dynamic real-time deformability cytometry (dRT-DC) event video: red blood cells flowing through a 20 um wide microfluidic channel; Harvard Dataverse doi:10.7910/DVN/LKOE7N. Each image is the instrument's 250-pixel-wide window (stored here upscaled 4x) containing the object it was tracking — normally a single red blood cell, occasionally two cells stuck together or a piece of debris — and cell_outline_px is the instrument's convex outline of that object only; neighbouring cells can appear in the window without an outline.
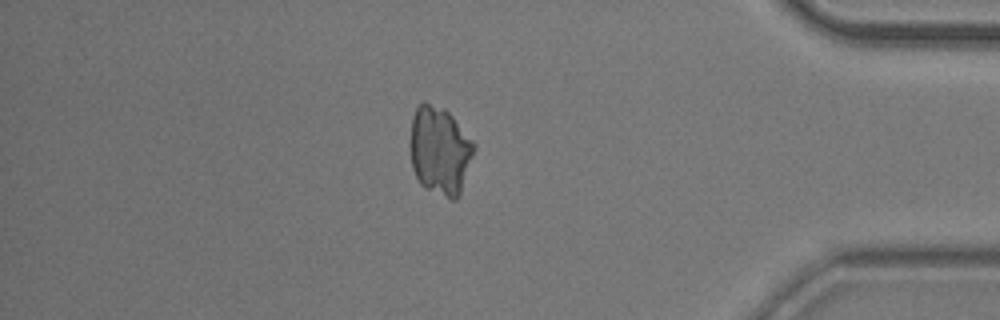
{"species": "common noctule bat (a hibernating species)", "species_latin": "Nyctalus noctula", "temperature_condition": "room temperature", "stored_images_in_passage": 54, "camera_frame_rate_fps": 3000, "um_per_image_px": 0.085, "animal": {"sex": "male", "body_mass_g": 20.5, "forearm_length_mm": 52.5}, "frame": {"image": 1, "passage_image": 46, "time_ms": 15.0, "image_size_px": [1000, 320], "cell_outline_px": [[476, 148], [460, 192], [456, 200], [452, 200], [420, 184], [412, 168], [408, 144], [412, 120], [416, 108], [424, 100], [444, 108], [452, 116], [476, 144]], "centroid_in_image_um": [37.37, 12.77], "position_along_channel_um": 397.8, "area_um2": 33.0}}
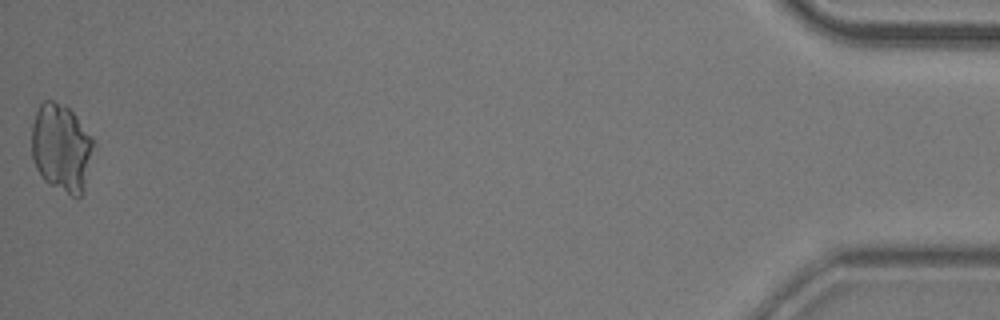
{"frame": {"image": 2, "passage_image": 54, "time_ms": 17.667, "image_size_px": [1000, 320], "cell_outline_px": [[96, 144], [84, 192], [80, 196], [72, 196], [48, 184], [44, 180], [36, 168], [32, 156], [32, 124], [36, 112], [40, 104], [44, 100], [52, 100], [64, 104], [76, 116], [92, 136]], "centroid_in_image_um": [5.25, 12.57], "position_along_channel_um": 430.0, "area_um2": 32.19}}